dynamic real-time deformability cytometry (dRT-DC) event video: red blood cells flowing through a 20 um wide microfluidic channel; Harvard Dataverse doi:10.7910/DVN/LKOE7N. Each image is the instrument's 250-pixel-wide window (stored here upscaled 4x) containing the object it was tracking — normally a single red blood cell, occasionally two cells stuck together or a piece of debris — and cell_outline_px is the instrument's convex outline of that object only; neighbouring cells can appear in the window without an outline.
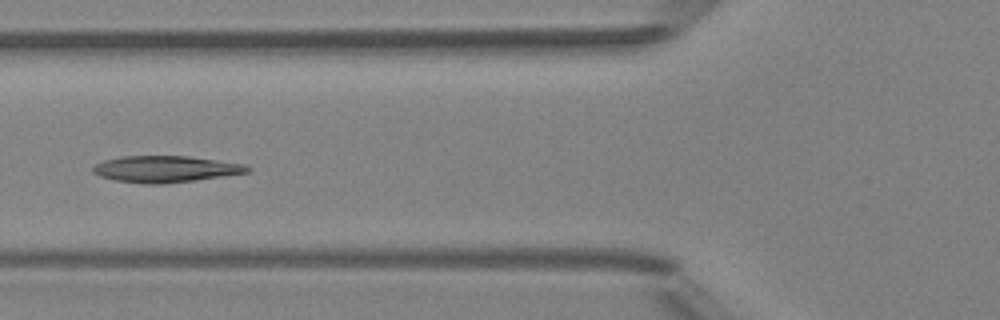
{"species": "Egyptian fruit bat (a non-hibernating species)", "species_latin": "Rousettus aegyptiacus", "temperature_condition": "room temperature", "stored_images_in_passage": 8, "camera_frame_rate_fps": 3000, "um_per_image_px": 0.085, "animal": {"sex": "female"}, "frame": {"image": 1, "passage_image": 6, "time_ms": 6.0, "image_size_px": [1000, 320], "cell_outline_px": [[252, 168], [248, 172], [196, 180], [160, 184], [144, 184], [116, 180], [100, 176], [92, 172], [92, 168], [96, 164], [104, 160], [120, 156], [188, 156], [244, 164]], "centroid_in_image_um": [14.04, 14.37], "position_along_channel_um": 111.8, "area_um2": 23.7}}
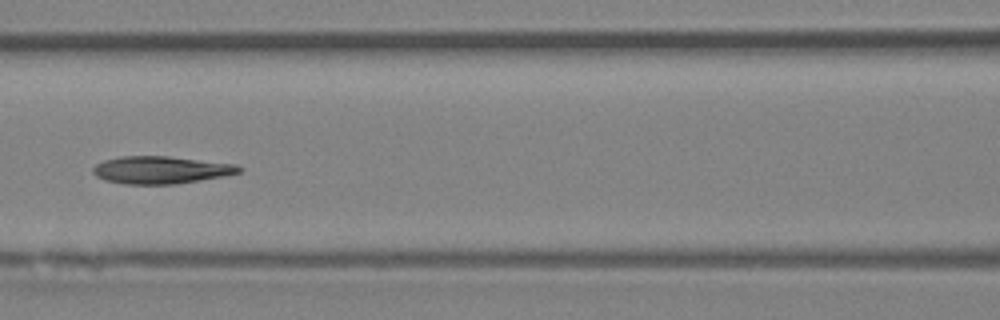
{"frame": {"image": 2, "passage_image": 7, "time_ms": 7.0, "image_size_px": [1000, 320], "cell_outline_px": [[244, 168], [240, 172], [224, 176], [176, 184], [124, 184], [104, 180], [96, 176], [92, 172], [92, 168], [96, 164], [104, 160], [124, 156], [168, 156], [236, 164]], "centroid_in_image_um": [13.67, 14.44], "position_along_channel_um": 152.9, "area_um2": 23.41}}
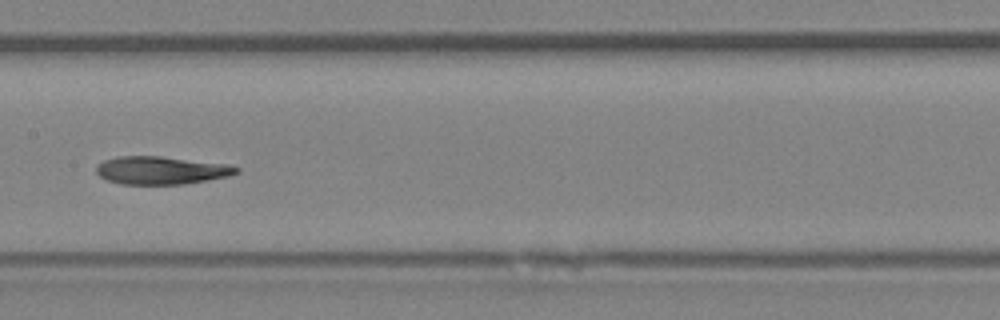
{"frame": {"image": 3, "passage_image": 8, "time_ms": 8.0, "image_size_px": [1000, 320], "cell_outline_px": [[240, 172], [228, 176], [184, 184], [120, 184], [104, 180], [96, 172], [96, 168], [104, 160], [116, 156], [160, 156], [228, 164], [240, 168]], "centroid_in_image_um": [13.69, 14.48], "position_along_channel_um": 193.7, "area_um2": 22.83}}